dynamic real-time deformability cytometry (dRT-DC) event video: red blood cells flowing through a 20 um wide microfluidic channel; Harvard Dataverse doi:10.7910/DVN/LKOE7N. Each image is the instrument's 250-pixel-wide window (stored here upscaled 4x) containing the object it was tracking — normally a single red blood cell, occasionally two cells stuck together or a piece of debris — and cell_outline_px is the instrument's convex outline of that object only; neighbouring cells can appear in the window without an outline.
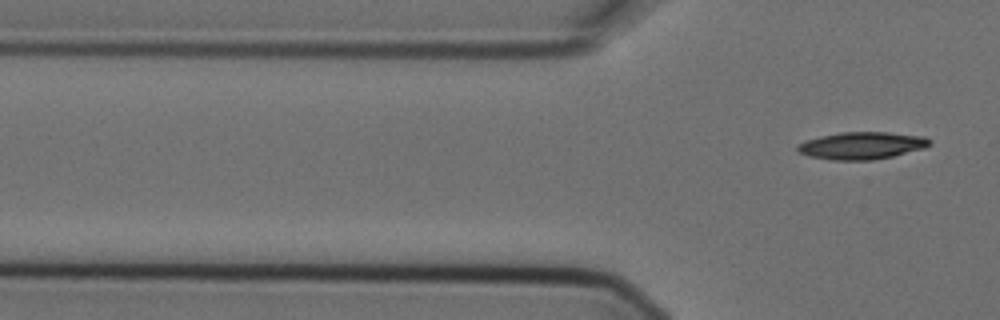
{"species": "Egyptian fruit bat (a non-hibernating species)", "species_latin": "Rousettus aegyptiacus", "temperature_condition": "cold", "stored_images_in_passage": 2, "camera_frame_rate_fps": 3000, "um_per_image_px": 0.085, "animal": {"sex": "female"}, "frame": {"image": 1, "passage_image": 2, "time_ms": 0.333, "image_size_px": [1000, 320], "cell_outline_px": [[932, 144], [924, 148], [892, 156], [872, 160], [832, 160], [812, 156], [800, 152], [796, 148], [800, 144], [808, 140], [820, 136], [840, 132], [888, 132], [924, 136], [932, 140]], "centroid_in_image_um": [73.32, 12.36], "position_along_channel_um": 52.5, "area_um2": 20.81}}